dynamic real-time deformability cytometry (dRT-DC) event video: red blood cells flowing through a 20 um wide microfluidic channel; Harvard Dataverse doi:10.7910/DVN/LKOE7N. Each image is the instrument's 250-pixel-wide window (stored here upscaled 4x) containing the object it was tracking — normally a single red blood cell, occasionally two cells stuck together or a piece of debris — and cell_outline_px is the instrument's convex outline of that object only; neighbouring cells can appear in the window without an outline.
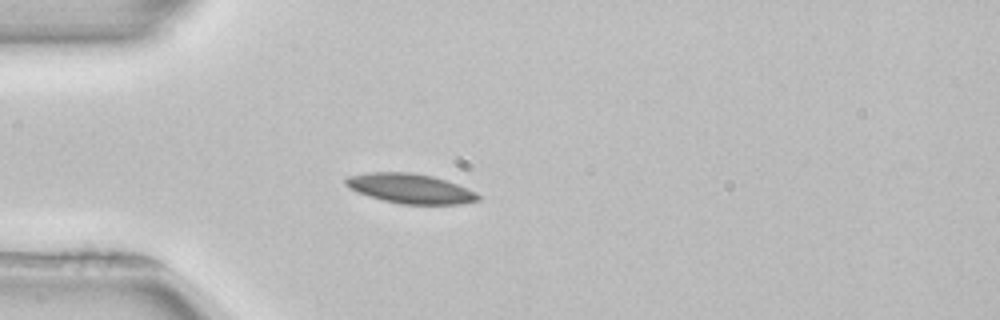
{"species": "common noctule bat (a hibernating species)", "species_latin": "Nyctalus noctula", "temperature_condition": "room temperature", "stored_images_in_passage": 25, "camera_frame_rate_fps": 3000, "um_per_image_px": 0.085, "animal": {"sex": "female", "body_mass_g": 22.7, "forearm_length_mm": 54.2}, "frame": {"image": 1, "passage_image": 1, "time_ms": 0.0, "image_size_px": [1000, 320], "cell_outline_px": [[480, 200], [460, 204], [400, 204], [384, 200], [356, 192], [348, 188], [344, 184], [344, 180], [348, 176], [368, 172], [412, 172], [432, 176], [468, 188], [476, 192], [480, 196]], "centroid_in_image_um": [34.85, 16.02], "position_along_channel_um": 50.2, "area_um2": 22.95}}
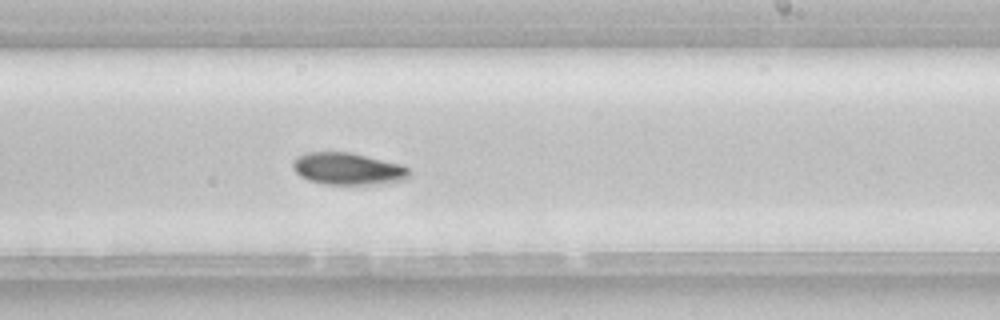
{"frame": {"image": 2, "passage_image": 18, "time_ms": 5.667, "image_size_px": [1000, 320], "cell_outline_px": [[408, 176], [404, 180], [380, 184], [324, 184], [308, 180], [300, 176], [292, 168], [292, 164], [296, 156], [304, 152], [352, 152], [404, 164], [408, 168]], "centroid_in_image_um": [29.56, 14.33], "position_along_channel_um": 259.4, "area_um2": 22.02}}